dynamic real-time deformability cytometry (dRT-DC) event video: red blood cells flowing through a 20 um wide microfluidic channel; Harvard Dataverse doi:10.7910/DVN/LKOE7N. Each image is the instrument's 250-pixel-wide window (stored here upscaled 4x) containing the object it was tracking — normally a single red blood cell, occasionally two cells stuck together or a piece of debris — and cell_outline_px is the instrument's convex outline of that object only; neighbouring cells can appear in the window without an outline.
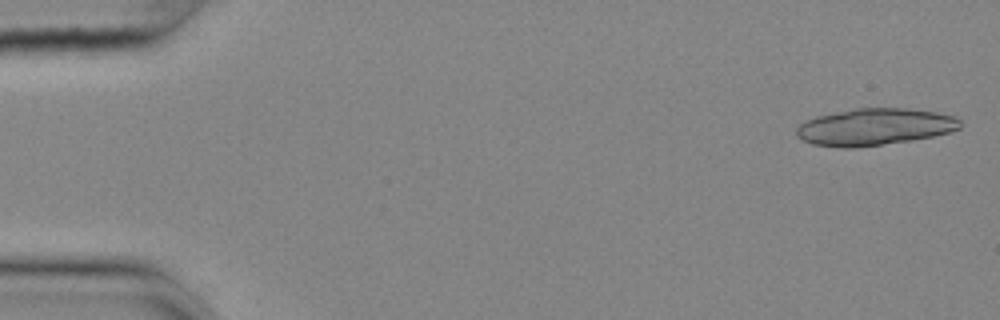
{"species": "common noctule bat (a hibernating species)", "species_latin": "Nyctalus noctula", "temperature_condition": "cold", "stored_images_in_passage": 18, "camera_frame_rate_fps": 3000, "um_per_image_px": 0.085, "animal": {"sex": "female", "body_mass_g": 25.1}, "frame": {"image": 1, "passage_image": 1, "time_ms": 0.0, "image_size_px": [1000, 320], "cell_outline_px": [[960, 128], [948, 132], [932, 136], [912, 140], [856, 148], [840, 148], [812, 144], [796, 136], [796, 128], [804, 120], [816, 116], [856, 108], [908, 108], [936, 112], [956, 116], [960, 120]], "centroid_in_image_um": [74.31, 10.79], "position_along_channel_um": 10.7, "area_um2": 35.32}}
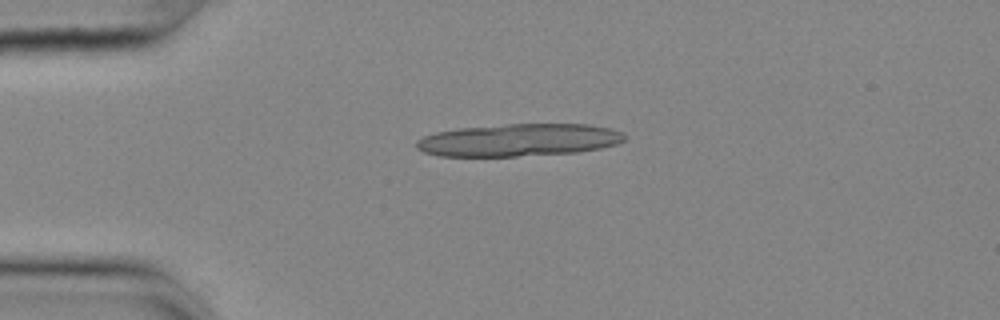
{"frame": {"image": 2, "passage_image": 12, "time_ms": 3.667, "image_size_px": [1000, 320], "cell_outline_px": [[624, 140], [616, 144], [600, 148], [580, 152], [516, 156], [440, 156], [424, 152], [416, 148], [416, 140], [424, 136], [436, 132], [460, 128], [508, 124], [588, 124], [612, 128], [620, 132], [624, 136]], "centroid_in_image_um": [44.09, 11.9], "position_along_channel_um": 40.9, "area_um2": 39.36}}